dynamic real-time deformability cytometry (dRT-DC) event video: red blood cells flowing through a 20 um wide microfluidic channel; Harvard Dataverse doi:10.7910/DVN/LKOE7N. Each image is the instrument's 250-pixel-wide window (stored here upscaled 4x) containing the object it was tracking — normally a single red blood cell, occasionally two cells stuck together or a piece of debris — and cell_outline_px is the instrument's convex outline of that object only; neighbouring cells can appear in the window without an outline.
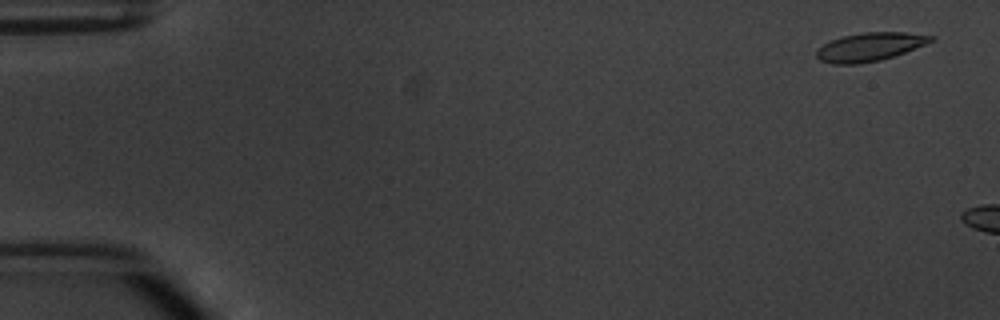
{"species": "common noctule bat (a hibernating species)", "species_latin": "Nyctalus noctula", "temperature_condition": "warm", "stored_images_in_passage": 3, "camera_frame_rate_fps": 3000, "um_per_image_px": 0.085, "animal": {"sex": "male", "body_mass_g": 20.1, "forearm_length_mm": 53.5}, "frame": {"image": 1, "passage_image": 1, "time_ms": 0.0, "image_size_px": [1000, 320], "cell_outline_px": [[936, 40], [904, 52], [880, 60], [856, 64], [832, 64], [820, 60], [816, 56], [816, 52], [824, 44], [832, 40], [844, 36], [864, 32], [904, 32], [936, 36]], "centroid_in_image_um": [73.96, 3.98], "position_along_channel_um": 11.0, "area_um2": 18.73}}